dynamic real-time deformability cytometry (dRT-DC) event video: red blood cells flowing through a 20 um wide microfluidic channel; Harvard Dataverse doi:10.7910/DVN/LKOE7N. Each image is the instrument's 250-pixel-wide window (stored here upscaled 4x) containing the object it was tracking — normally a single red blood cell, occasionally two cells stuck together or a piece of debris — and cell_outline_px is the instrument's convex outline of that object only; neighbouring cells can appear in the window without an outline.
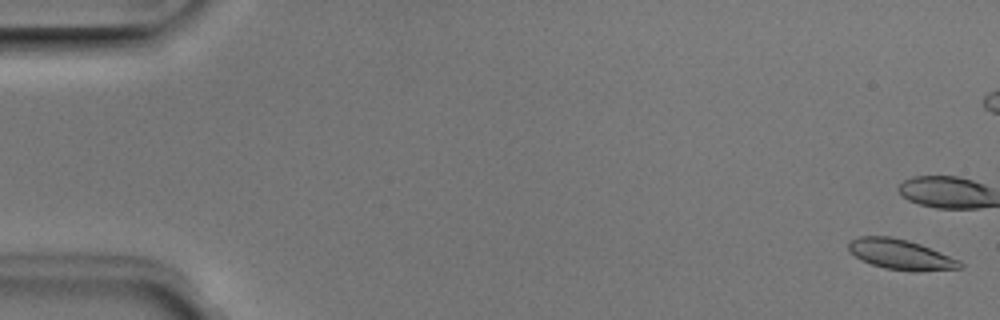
{"species": "Egyptian fruit bat (a non-hibernating species)", "species_latin": "Rousettus aegyptiacus", "temperature_condition": "room temperature", "stored_images_in_passage": 6, "camera_frame_rate_fps": 3000, "um_per_image_px": 0.085, "animal": {"sex": "male"}, "frame": {"image": 1, "passage_image": 1, "time_ms": 0.0, "image_size_px": [1000, 320], "cell_outline_px": [[964, 264], [960, 268], [916, 272], [884, 268], [872, 264], [848, 252], [848, 240], [860, 236], [892, 236], [908, 240], [920, 244], [960, 260]], "centroid_in_image_um": [76.54, 21.62], "position_along_channel_um": 8.5, "area_um2": 19.65}}